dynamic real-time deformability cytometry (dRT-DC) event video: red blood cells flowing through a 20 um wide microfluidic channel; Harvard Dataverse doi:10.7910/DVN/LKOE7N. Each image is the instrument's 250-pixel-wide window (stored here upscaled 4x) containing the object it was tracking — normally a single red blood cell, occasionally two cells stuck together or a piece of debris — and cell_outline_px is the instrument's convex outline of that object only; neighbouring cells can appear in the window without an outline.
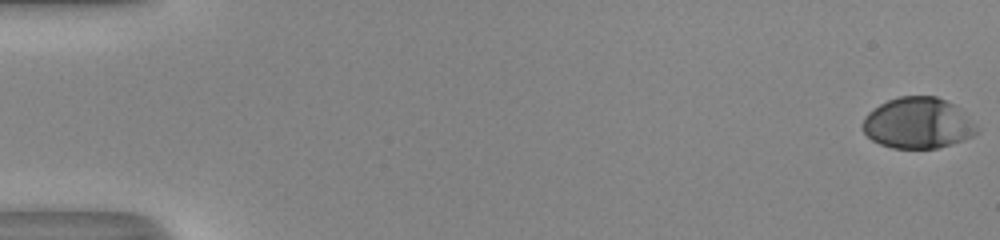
{"species": "human", "species_latin": "Homo sapiens", "temperature_condition": "room temperature", "stored_images_in_passage": 43, "camera_frame_rate_fps": 3000, "um_per_image_px": 0.085, "donor": {"sex": "male"}, "frame": {"image": 1, "passage_image": 1, "time_ms": 0.0, "image_size_px": [1000, 240], "cell_outline_px": [[976, 132], [972, 136], [964, 140], [952, 144], [936, 148], [892, 148], [880, 144], [872, 140], [864, 132], [864, 116], [868, 112], [880, 104], [888, 100], [900, 96], [936, 96], [952, 104], [976, 128]], "centroid_in_image_um": [77.95, 10.47], "position_along_channel_um": 7.0, "area_um2": 33.12}}
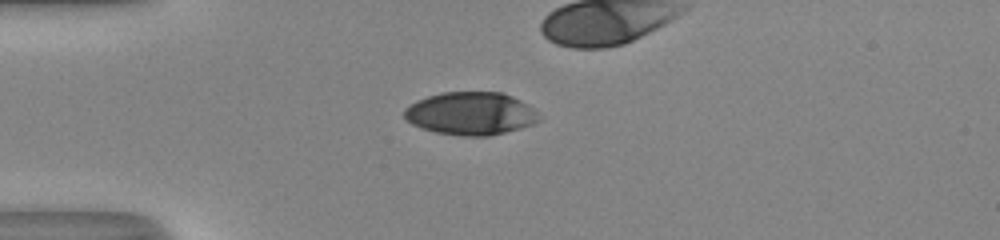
{"frame": {"image": 2, "passage_image": 16, "time_ms": 5.0, "image_size_px": [1000, 240], "cell_outline_px": [[540, 120], [532, 124], [520, 128], [488, 136], [464, 136], [436, 132], [412, 124], [404, 116], [404, 108], [416, 100], [428, 96], [444, 92], [500, 92], [512, 96], [528, 104], [536, 112]], "centroid_in_image_um": [40.0, 9.64], "position_along_channel_um": 45.0, "area_um2": 33.41}}
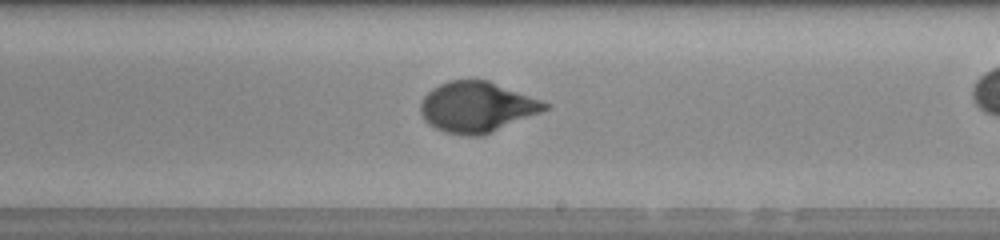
{"frame": {"image": 3, "passage_image": 33, "time_ms": 10.667, "image_size_px": [1000, 240], "cell_outline_px": [[552, 108], [484, 136], [464, 136], [444, 132], [428, 124], [424, 120], [420, 112], [420, 104], [424, 96], [432, 88], [448, 80], [488, 80], [552, 104]], "centroid_in_image_um": [40.56, 9.11], "position_along_channel_um": 248.4, "area_um2": 37.05}}